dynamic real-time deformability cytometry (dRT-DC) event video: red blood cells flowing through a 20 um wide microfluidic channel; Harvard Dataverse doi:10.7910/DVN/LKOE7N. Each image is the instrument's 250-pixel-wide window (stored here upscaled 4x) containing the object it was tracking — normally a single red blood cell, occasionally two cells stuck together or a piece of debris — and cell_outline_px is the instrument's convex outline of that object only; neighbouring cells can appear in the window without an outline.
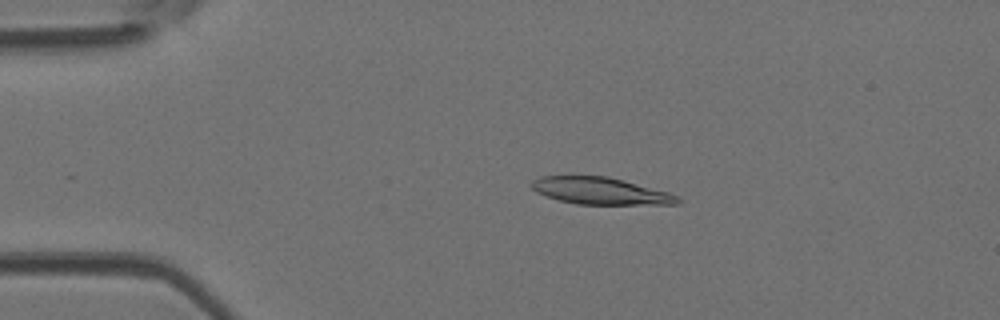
{"species": "Egyptian fruit bat (a non-hibernating species)", "species_latin": "Rousettus aegyptiacus", "temperature_condition": "room temperature", "stored_images_in_passage": 48, "camera_frame_rate_fps": 3000, "um_per_image_px": 0.085, "animal": {"sex": "female"}, "frame": {"image": 1, "passage_image": 10, "time_ms": 3.0, "image_size_px": [1000, 320], "cell_outline_px": [[680, 204], [576, 204], [560, 200], [536, 192], [528, 184], [532, 180], [540, 176], [608, 176], [668, 192], [676, 196], [680, 200]], "centroid_in_image_um": [50.99, 16.22], "position_along_channel_um": 34.0, "area_um2": 22.77}}
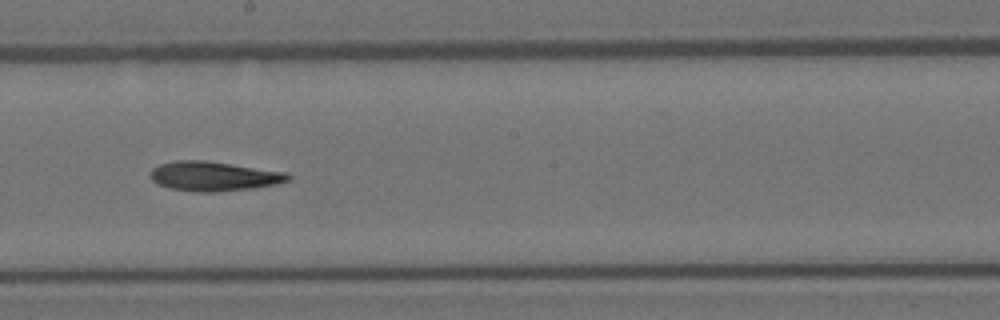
{"frame": {"image": 2, "passage_image": 27, "time_ms": 8.667, "image_size_px": [1000, 320], "cell_outline_px": [[292, 176], [288, 180], [280, 184], [252, 188], [216, 192], [196, 192], [172, 188], [156, 184], [148, 176], [152, 168], [160, 164], [176, 160], [204, 160], [288, 172]], "centroid_in_image_um": [18.17, 14.98], "position_along_channel_um": 230.0, "area_um2": 23.87}}
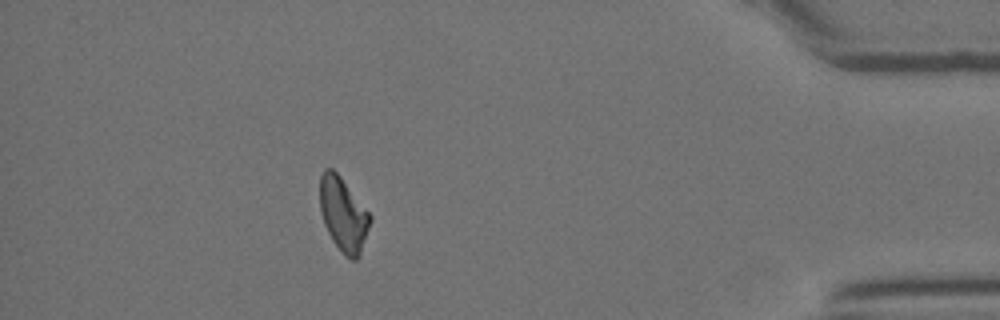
{"frame": {"image": 3, "passage_image": 43, "time_ms": 14.0, "image_size_px": [1000, 320], "cell_outline_px": [[372, 220], [360, 256], [356, 260], [352, 260], [344, 256], [332, 240], [324, 224], [320, 212], [320, 176], [324, 168], [332, 168], [340, 176], [372, 216]], "centroid_in_image_um": [29.18, 18.25], "position_along_channel_um": 406.0, "area_um2": 21.79}, "authors_computed_cell_mechanics": {"area_um2": 22.831, "velocity_mm_per_s": 4.2088, "shape_relaxation_time_tau1_ms": 9.7348, "shape_relaxation_time_tau2_ms": null, "deformation_change_tau1": 0.2413, "deformation_change_tau2": null}}